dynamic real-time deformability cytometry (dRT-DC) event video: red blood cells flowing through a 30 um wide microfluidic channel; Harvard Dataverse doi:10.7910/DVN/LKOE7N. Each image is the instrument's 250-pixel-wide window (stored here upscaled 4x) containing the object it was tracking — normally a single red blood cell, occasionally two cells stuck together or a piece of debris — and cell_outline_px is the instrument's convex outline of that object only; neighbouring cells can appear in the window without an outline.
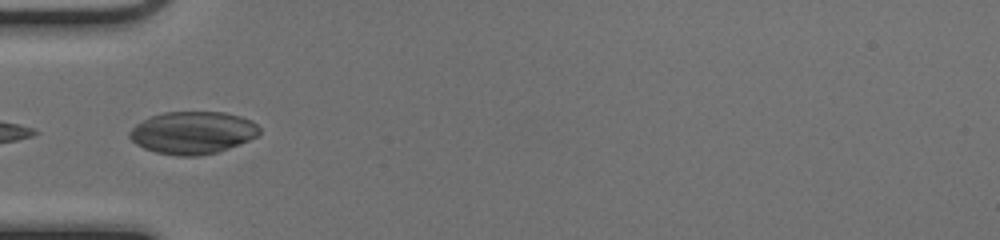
{"species": "common noctule bat (a hibernating species)", "species_latin": "Nyctalus noctula", "temperature_condition": "cold", "stored_images_in_passage": 33, "camera_frame_rate_fps": 3000, "um_per_image_px": 0.085, "animal": {"sex": "female", "body_mass_g": 17.0, "forearm_length_mm": 48.0}, "frame": {"image": 1, "passage_image": 1, "time_ms": 0.0, "image_size_px": [1000, 240], "cell_outline_px": [[260, 132], [256, 136], [248, 140], [220, 152], [196, 156], [180, 156], [156, 152], [144, 148], [136, 144], [128, 136], [128, 132], [136, 124], [152, 116], [164, 112], [224, 112], [240, 116], [252, 120], [260, 128]], "centroid_in_image_um": [16.38, 11.28], "position_along_channel_um": 68.6, "area_um2": 32.08}}
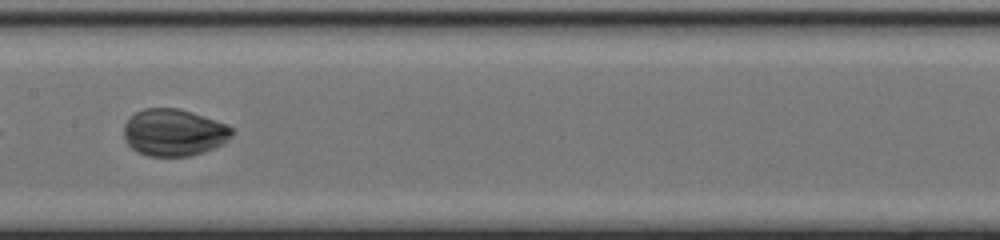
{"frame": {"image": 2, "passage_image": 10, "time_ms": 3.0, "image_size_px": [1000, 240], "cell_outline_px": [[232, 136], [224, 144], [204, 152], [192, 156], [148, 156], [136, 152], [124, 140], [124, 124], [136, 112], [144, 108], [180, 108], [228, 124], [232, 128]], "centroid_in_image_um": [14.79, 11.27], "position_along_channel_um": 192.6, "area_um2": 29.88}}
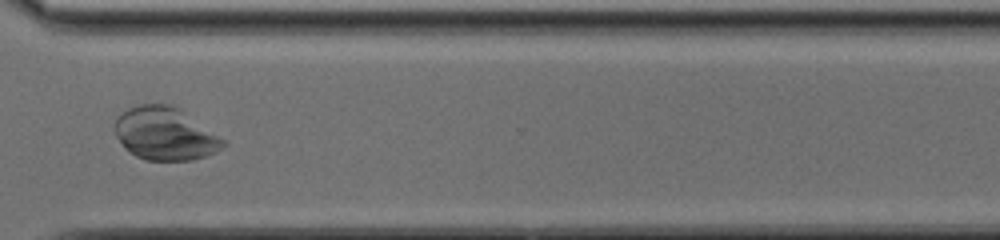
{"frame": {"image": 3, "passage_image": 22, "time_ms": 7.0, "image_size_px": [1000, 240], "cell_outline_px": [[228, 144], [204, 156], [192, 160], [144, 160], [128, 152], [124, 148], [116, 136], [116, 116], [120, 112], [128, 108], [140, 104], [172, 104], [180, 108], [228, 140]], "centroid_in_image_um": [14.05, 11.35], "position_along_channel_um": 356.6, "area_um2": 33.76}}